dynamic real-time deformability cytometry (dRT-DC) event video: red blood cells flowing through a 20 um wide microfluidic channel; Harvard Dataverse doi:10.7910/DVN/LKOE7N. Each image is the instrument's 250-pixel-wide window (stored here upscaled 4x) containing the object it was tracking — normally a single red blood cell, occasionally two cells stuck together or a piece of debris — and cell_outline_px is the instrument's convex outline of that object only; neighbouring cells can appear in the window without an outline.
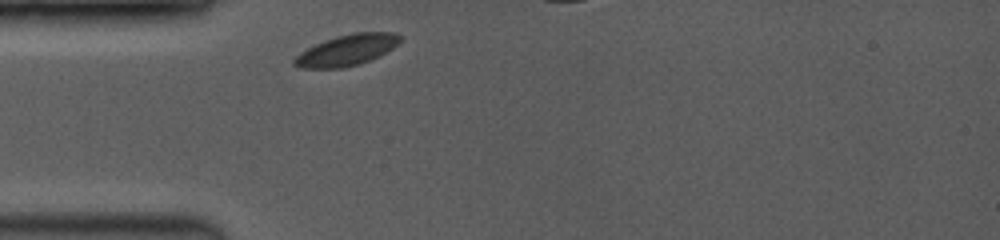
{"species": "common noctule bat (a hibernating species)", "species_latin": "Nyctalus noctula", "temperature_condition": "room temperature", "stored_images_in_passage": 4, "camera_frame_rate_fps": 3500, "um_per_image_px": 0.085, "animal": {"sex": "female", "body_mass_g": 19.0, "forearm_length_mm": 53.3}, "frame": {"image": 1, "passage_image": 1, "time_ms": 0.0, "image_size_px": [1000, 240], "cell_outline_px": [[400, 40], [392, 48], [360, 64], [340, 68], [300, 68], [292, 64], [292, 60], [300, 52], [324, 40], [336, 36], [352, 32], [392, 32], [400, 36]], "centroid_in_image_um": [29.42, 4.26], "position_along_channel_um": 55.6, "area_um2": 18.84}}